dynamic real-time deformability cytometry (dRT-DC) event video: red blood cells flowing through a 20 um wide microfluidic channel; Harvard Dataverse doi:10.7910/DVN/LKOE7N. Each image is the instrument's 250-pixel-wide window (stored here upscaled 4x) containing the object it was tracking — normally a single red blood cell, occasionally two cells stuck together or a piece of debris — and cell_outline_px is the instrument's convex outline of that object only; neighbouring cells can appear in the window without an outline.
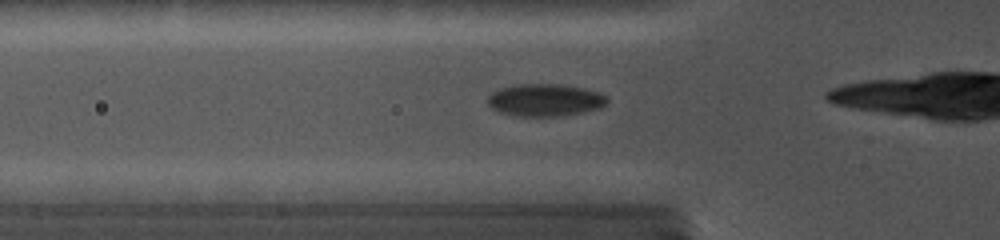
{"species": "common noctule bat (a hibernating species)", "species_latin": "Nyctalus noctula", "temperature_condition": "cold", "stored_images_in_passage": 8, "camera_frame_rate_fps": 5000, "um_per_image_px": 0.085, "animal": {"sex": "female", "body_mass_g": 19.0, "forearm_length_mm": 56.7}, "frame": {"image": 1, "passage_image": 3, "time_ms": 1.0, "image_size_px": [1000, 240], "cell_outline_px": [[608, 100], [600, 108], [560, 116], [516, 116], [500, 112], [492, 108], [488, 104], [488, 96], [492, 92], [504, 88], [520, 84], [556, 84], [580, 88], [596, 92], [604, 96]], "centroid_in_image_um": [46.28, 8.52], "position_along_channel_um": 79.5, "area_um2": 21.96}}